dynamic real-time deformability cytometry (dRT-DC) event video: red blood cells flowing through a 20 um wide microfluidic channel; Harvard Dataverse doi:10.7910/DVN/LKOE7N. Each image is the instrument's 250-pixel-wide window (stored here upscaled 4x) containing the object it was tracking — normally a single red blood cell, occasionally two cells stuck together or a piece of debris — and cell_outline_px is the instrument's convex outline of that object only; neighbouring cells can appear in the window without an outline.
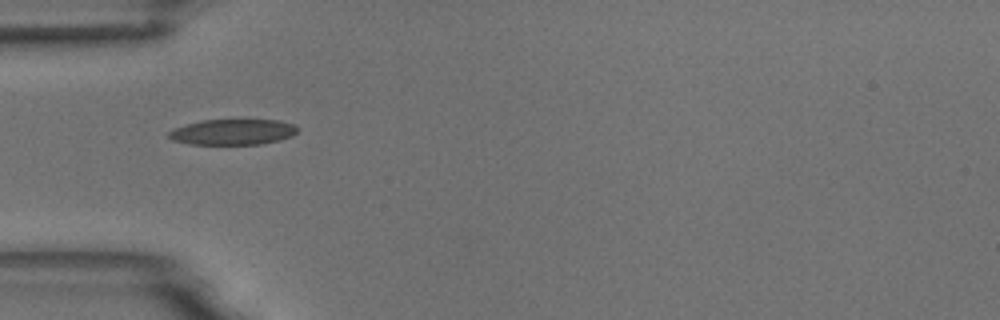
{"species": "common noctule bat (a hibernating species)", "species_latin": "Nyctalus noctula", "temperature_condition": "room temperature", "stored_images_in_passage": 2, "camera_frame_rate_fps": 3000, "um_per_image_px": 0.085, "animal": {"sex": "male", "body_mass_g": 18.8}, "frame": {"image": 1, "passage_image": 1, "time_ms": 0.0, "image_size_px": [1000, 320], "cell_outline_px": [[300, 128], [292, 136], [280, 140], [260, 144], [188, 144], [172, 140], [168, 136], [168, 132], [176, 128], [200, 120], [276, 120], [296, 124]], "centroid_in_image_um": [19.83, 11.22], "position_along_channel_um": 65.2, "area_um2": 19.25}}